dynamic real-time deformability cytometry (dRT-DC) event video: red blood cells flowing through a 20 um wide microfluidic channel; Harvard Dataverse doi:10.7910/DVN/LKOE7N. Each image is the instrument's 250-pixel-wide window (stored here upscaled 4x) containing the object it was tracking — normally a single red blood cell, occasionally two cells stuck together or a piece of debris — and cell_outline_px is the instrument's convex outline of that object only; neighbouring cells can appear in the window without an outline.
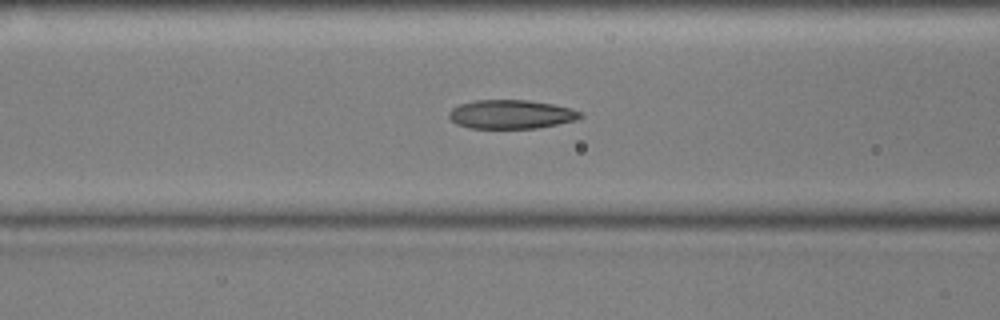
{"species": "common noctule bat (a hibernating species)", "species_latin": "Nyctalus noctula", "temperature_condition": "cold", "stored_images_in_passage": 48, "camera_frame_rate_fps": 3000, "um_per_image_px": 0.085, "animal": {"sex": "male", "body_mass_g": 17.9, "forearm_length_mm": 54.2}, "frame": {"image": 1, "passage_image": 21, "time_ms": 6.667, "image_size_px": [1000, 320], "cell_outline_px": [[584, 116], [576, 120], [536, 128], [472, 128], [456, 124], [448, 116], [448, 112], [452, 108], [460, 104], [476, 100], [528, 100], [552, 104], [572, 108], [580, 112]], "centroid_in_image_um": [43.44, 9.71], "position_along_channel_um": 123.2, "area_um2": 22.02}}
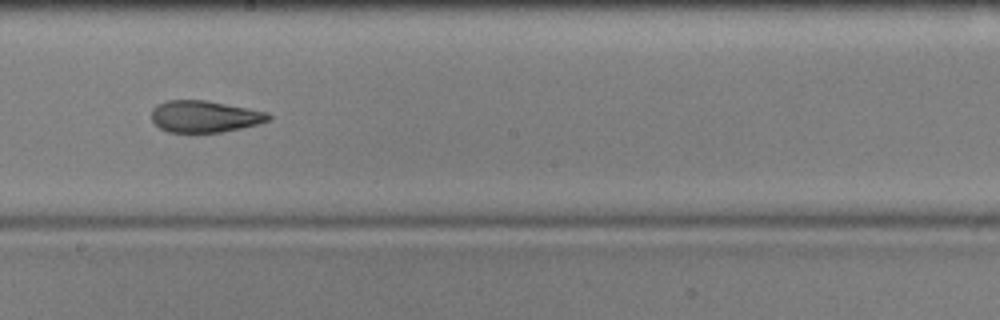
{"frame": {"image": 2, "passage_image": 30, "time_ms": 9.667, "image_size_px": [1000, 320], "cell_outline_px": [[272, 116], [268, 120], [256, 124], [240, 128], [220, 132], [168, 132], [160, 128], [152, 120], [152, 108], [156, 104], [168, 100], [204, 100], [248, 108], [268, 112]], "centroid_in_image_um": [17.36, 9.89], "position_along_channel_um": 230.8, "area_um2": 21.44}}
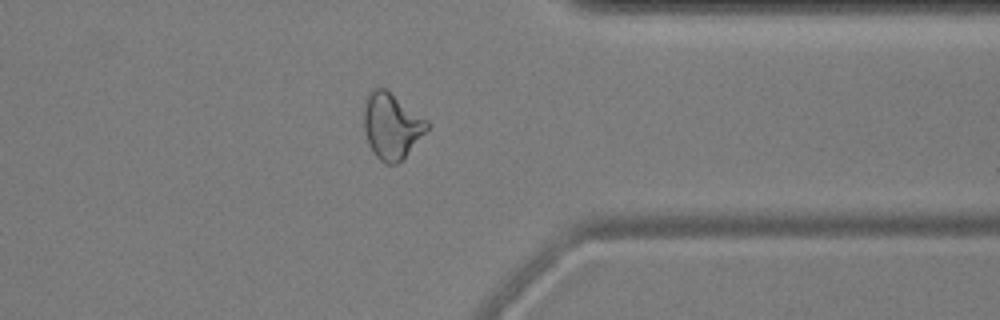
{"frame": {"image": 3, "passage_image": 43, "time_ms": 14.0, "image_size_px": [1000, 320], "cell_outline_px": [[428, 128], [404, 156], [396, 164], [384, 164], [372, 152], [368, 144], [364, 132], [364, 96], [372, 88], [384, 88], [428, 120]], "centroid_in_image_um": [33.22, 10.68], "position_along_channel_um": 378.2, "area_um2": 24.04}, "authors_computed_cell_mechanics": {"area_um2": 22.4264, "velocity_mm_per_s": 3.5888, "shape_relaxation_time_tau1_ms": 11.2576, "shape_relaxation_time_tau2_ms": 3.3632, "deformation_change_tau1": 0.2464, "deformation_change_tau2": 0.1134}}